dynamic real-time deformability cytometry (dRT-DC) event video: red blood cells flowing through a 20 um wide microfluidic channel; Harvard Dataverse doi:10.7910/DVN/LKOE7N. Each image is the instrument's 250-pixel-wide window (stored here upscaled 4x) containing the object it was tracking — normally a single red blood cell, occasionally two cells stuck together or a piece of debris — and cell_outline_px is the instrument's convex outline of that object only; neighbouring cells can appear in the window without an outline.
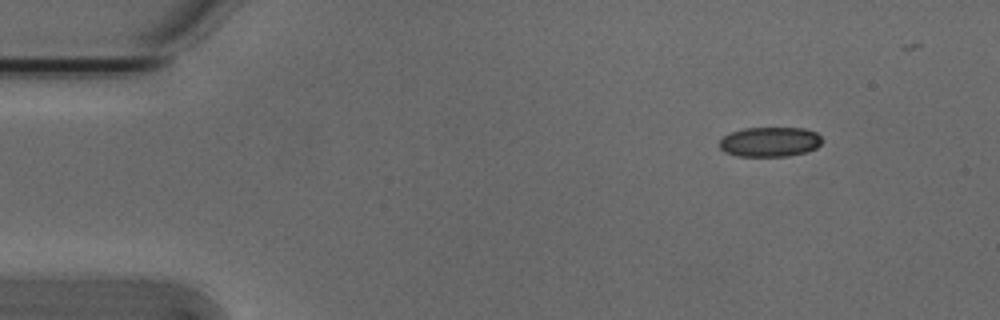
{"species": "Egyptian fruit bat (a non-hibernating species)", "species_latin": "Rousettus aegyptiacus", "temperature_condition": "cold", "stored_images_in_passage": 43, "camera_frame_rate_fps": 3000, "um_per_image_px": 0.085, "animal": {"sex": "male"}, "frame": {"image": 1, "passage_image": 1, "time_ms": 0.0, "image_size_px": [1000, 320], "cell_outline_px": [[824, 140], [816, 148], [808, 152], [788, 156], [736, 156], [724, 152], [720, 148], [720, 140], [724, 136], [732, 132], [744, 128], [804, 128], [816, 132]], "centroid_in_image_um": [65.46, 12.06], "position_along_channel_um": 19.5, "area_um2": 17.92}}
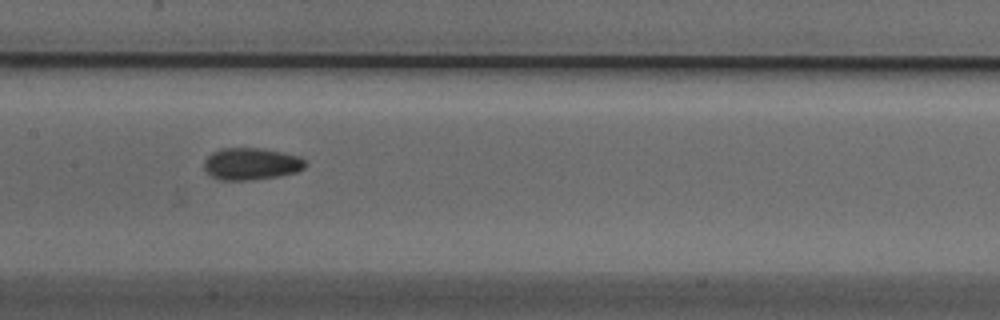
{"frame": {"image": 2, "passage_image": 21, "time_ms": 6.667, "image_size_px": [1000, 320], "cell_outline_px": [[308, 164], [304, 168], [296, 172], [276, 176], [248, 180], [220, 180], [212, 176], [204, 168], [204, 160], [212, 152], [220, 148], [260, 148], [284, 152], [300, 156]], "centroid_in_image_um": [21.36, 13.91], "position_along_channel_um": 186.0, "area_um2": 18.9}}
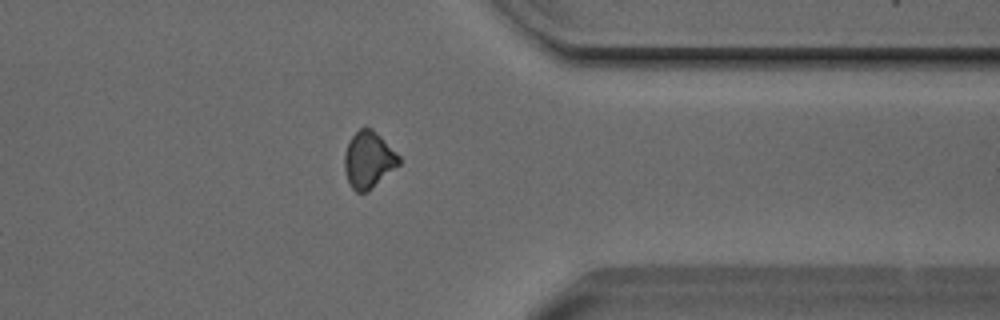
{"frame": {"image": 3, "passage_image": 37, "time_ms": 12.0, "image_size_px": [1000, 320], "cell_outline_px": [[400, 164], [368, 192], [356, 192], [352, 188], [344, 172], [344, 152], [352, 136], [360, 128], [372, 128], [400, 156]], "centroid_in_image_um": [31.32, 13.6], "position_along_channel_um": 380.1, "area_um2": 17.92}, "authors_computed_cell_mechanics": {"area_um2": 18.207, "velocity_mm_per_s": 3.8155, "shape_relaxation_time_tau1_ms": 3.6707, "shape_relaxation_time_tau2_ms": 9.5751, "deformation_change_tau1": 0.0683, "deformation_change_tau2": 0.1307}}